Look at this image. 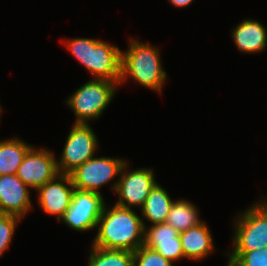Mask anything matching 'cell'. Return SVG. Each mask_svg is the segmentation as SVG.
I'll return each instance as SVG.
<instances>
[{"instance_id": "cell-1", "label": "cell", "mask_w": 267, "mask_h": 266, "mask_svg": "<svg viewBox=\"0 0 267 266\" xmlns=\"http://www.w3.org/2000/svg\"><path fill=\"white\" fill-rule=\"evenodd\" d=\"M145 224L130 208L116 204L111 209L104 207L92 246L135 252L144 245Z\"/></svg>"}, {"instance_id": "cell-2", "label": "cell", "mask_w": 267, "mask_h": 266, "mask_svg": "<svg viewBox=\"0 0 267 266\" xmlns=\"http://www.w3.org/2000/svg\"><path fill=\"white\" fill-rule=\"evenodd\" d=\"M65 45L95 79L111 80L119 85L122 51L118 47L89 38H74Z\"/></svg>"}, {"instance_id": "cell-3", "label": "cell", "mask_w": 267, "mask_h": 266, "mask_svg": "<svg viewBox=\"0 0 267 266\" xmlns=\"http://www.w3.org/2000/svg\"><path fill=\"white\" fill-rule=\"evenodd\" d=\"M129 43L128 50L122 52L119 84L131 76L137 83L161 93L167 74L162 68L158 48L133 39Z\"/></svg>"}, {"instance_id": "cell-4", "label": "cell", "mask_w": 267, "mask_h": 266, "mask_svg": "<svg viewBox=\"0 0 267 266\" xmlns=\"http://www.w3.org/2000/svg\"><path fill=\"white\" fill-rule=\"evenodd\" d=\"M235 223L234 250L229 253L227 266L245 251L267 248V199L257 201Z\"/></svg>"}, {"instance_id": "cell-5", "label": "cell", "mask_w": 267, "mask_h": 266, "mask_svg": "<svg viewBox=\"0 0 267 266\" xmlns=\"http://www.w3.org/2000/svg\"><path fill=\"white\" fill-rule=\"evenodd\" d=\"M118 84L106 79H93L78 88L67 100L66 104L77 116L74 123L88 124L91 119L102 115L110 104Z\"/></svg>"}, {"instance_id": "cell-6", "label": "cell", "mask_w": 267, "mask_h": 266, "mask_svg": "<svg viewBox=\"0 0 267 266\" xmlns=\"http://www.w3.org/2000/svg\"><path fill=\"white\" fill-rule=\"evenodd\" d=\"M97 136L89 124L74 123L67 137L62 156L57 161L59 174H70L78 166L95 157Z\"/></svg>"}, {"instance_id": "cell-7", "label": "cell", "mask_w": 267, "mask_h": 266, "mask_svg": "<svg viewBox=\"0 0 267 266\" xmlns=\"http://www.w3.org/2000/svg\"><path fill=\"white\" fill-rule=\"evenodd\" d=\"M125 161L112 157H93L70 173L75 189L94 191L110 182L114 176H120Z\"/></svg>"}, {"instance_id": "cell-8", "label": "cell", "mask_w": 267, "mask_h": 266, "mask_svg": "<svg viewBox=\"0 0 267 266\" xmlns=\"http://www.w3.org/2000/svg\"><path fill=\"white\" fill-rule=\"evenodd\" d=\"M105 206L101 193L75 189L71 204L60 221L76 231L94 229Z\"/></svg>"}, {"instance_id": "cell-9", "label": "cell", "mask_w": 267, "mask_h": 266, "mask_svg": "<svg viewBox=\"0 0 267 266\" xmlns=\"http://www.w3.org/2000/svg\"><path fill=\"white\" fill-rule=\"evenodd\" d=\"M127 165L126 161L120 178L111 186L119 195L116 205L130 209L133 206L141 208L157 182L152 169L140 168L127 172Z\"/></svg>"}, {"instance_id": "cell-10", "label": "cell", "mask_w": 267, "mask_h": 266, "mask_svg": "<svg viewBox=\"0 0 267 266\" xmlns=\"http://www.w3.org/2000/svg\"><path fill=\"white\" fill-rule=\"evenodd\" d=\"M59 174L56 157L50 150L32 147L19 166L16 175L30 189L37 190Z\"/></svg>"}, {"instance_id": "cell-11", "label": "cell", "mask_w": 267, "mask_h": 266, "mask_svg": "<svg viewBox=\"0 0 267 266\" xmlns=\"http://www.w3.org/2000/svg\"><path fill=\"white\" fill-rule=\"evenodd\" d=\"M74 190L70 174H58L37 189L39 205L47 214L60 220L71 204Z\"/></svg>"}, {"instance_id": "cell-12", "label": "cell", "mask_w": 267, "mask_h": 266, "mask_svg": "<svg viewBox=\"0 0 267 266\" xmlns=\"http://www.w3.org/2000/svg\"><path fill=\"white\" fill-rule=\"evenodd\" d=\"M31 207L29 187L16 174L0 175V213L22 219Z\"/></svg>"}, {"instance_id": "cell-13", "label": "cell", "mask_w": 267, "mask_h": 266, "mask_svg": "<svg viewBox=\"0 0 267 266\" xmlns=\"http://www.w3.org/2000/svg\"><path fill=\"white\" fill-rule=\"evenodd\" d=\"M231 33L235 46L243 53H257L266 49L267 30L258 21L244 20Z\"/></svg>"}, {"instance_id": "cell-14", "label": "cell", "mask_w": 267, "mask_h": 266, "mask_svg": "<svg viewBox=\"0 0 267 266\" xmlns=\"http://www.w3.org/2000/svg\"><path fill=\"white\" fill-rule=\"evenodd\" d=\"M179 236L184 258L203 259L214 249L213 238L205 222L179 233Z\"/></svg>"}, {"instance_id": "cell-15", "label": "cell", "mask_w": 267, "mask_h": 266, "mask_svg": "<svg viewBox=\"0 0 267 266\" xmlns=\"http://www.w3.org/2000/svg\"><path fill=\"white\" fill-rule=\"evenodd\" d=\"M173 202L168 192L160 184L156 183L141 207L142 215L152 225L163 223Z\"/></svg>"}, {"instance_id": "cell-16", "label": "cell", "mask_w": 267, "mask_h": 266, "mask_svg": "<svg viewBox=\"0 0 267 266\" xmlns=\"http://www.w3.org/2000/svg\"><path fill=\"white\" fill-rule=\"evenodd\" d=\"M31 148L19 138L0 141V175L16 174Z\"/></svg>"}, {"instance_id": "cell-17", "label": "cell", "mask_w": 267, "mask_h": 266, "mask_svg": "<svg viewBox=\"0 0 267 266\" xmlns=\"http://www.w3.org/2000/svg\"><path fill=\"white\" fill-rule=\"evenodd\" d=\"M197 210V207L189 201L183 199L175 201L170 208L165 223L171 225L179 233L184 232L203 222L199 219Z\"/></svg>"}, {"instance_id": "cell-18", "label": "cell", "mask_w": 267, "mask_h": 266, "mask_svg": "<svg viewBox=\"0 0 267 266\" xmlns=\"http://www.w3.org/2000/svg\"><path fill=\"white\" fill-rule=\"evenodd\" d=\"M88 266H134L133 252L91 247Z\"/></svg>"}, {"instance_id": "cell-19", "label": "cell", "mask_w": 267, "mask_h": 266, "mask_svg": "<svg viewBox=\"0 0 267 266\" xmlns=\"http://www.w3.org/2000/svg\"><path fill=\"white\" fill-rule=\"evenodd\" d=\"M178 236L179 232L165 222L151 225L149 229L145 228L144 245L153 249L159 242L174 241Z\"/></svg>"}, {"instance_id": "cell-20", "label": "cell", "mask_w": 267, "mask_h": 266, "mask_svg": "<svg viewBox=\"0 0 267 266\" xmlns=\"http://www.w3.org/2000/svg\"><path fill=\"white\" fill-rule=\"evenodd\" d=\"M134 266H172L170 260L145 245L133 252Z\"/></svg>"}, {"instance_id": "cell-21", "label": "cell", "mask_w": 267, "mask_h": 266, "mask_svg": "<svg viewBox=\"0 0 267 266\" xmlns=\"http://www.w3.org/2000/svg\"><path fill=\"white\" fill-rule=\"evenodd\" d=\"M20 220V217L14 215H0V257L9 247L15 232V227Z\"/></svg>"}, {"instance_id": "cell-22", "label": "cell", "mask_w": 267, "mask_h": 266, "mask_svg": "<svg viewBox=\"0 0 267 266\" xmlns=\"http://www.w3.org/2000/svg\"><path fill=\"white\" fill-rule=\"evenodd\" d=\"M230 266H267V248L245 251Z\"/></svg>"}, {"instance_id": "cell-23", "label": "cell", "mask_w": 267, "mask_h": 266, "mask_svg": "<svg viewBox=\"0 0 267 266\" xmlns=\"http://www.w3.org/2000/svg\"><path fill=\"white\" fill-rule=\"evenodd\" d=\"M153 250L160 253L171 262L184 258L180 236L175 238L174 241L159 242Z\"/></svg>"}, {"instance_id": "cell-24", "label": "cell", "mask_w": 267, "mask_h": 266, "mask_svg": "<svg viewBox=\"0 0 267 266\" xmlns=\"http://www.w3.org/2000/svg\"><path fill=\"white\" fill-rule=\"evenodd\" d=\"M170 2L176 7H185L191 4L193 0H170Z\"/></svg>"}]
</instances>
